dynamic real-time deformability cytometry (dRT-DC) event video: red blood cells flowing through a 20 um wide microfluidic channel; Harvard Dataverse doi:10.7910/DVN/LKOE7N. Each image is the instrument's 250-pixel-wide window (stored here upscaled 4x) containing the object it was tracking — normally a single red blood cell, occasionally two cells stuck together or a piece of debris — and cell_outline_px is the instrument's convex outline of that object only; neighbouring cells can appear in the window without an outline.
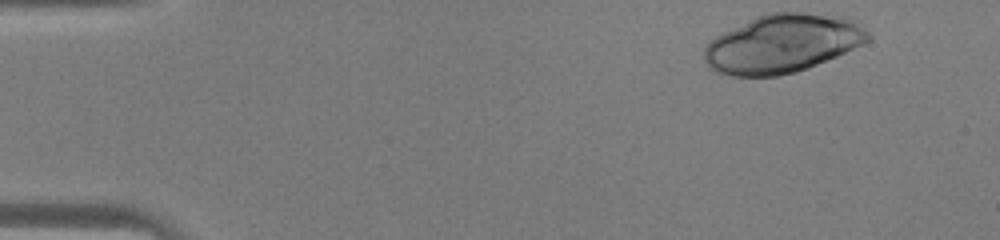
{"species": "human", "species_latin": "Homo sapiens", "temperature_condition": "warm", "stored_images_in_passage": 35, "camera_frame_rate_fps": 3000, "um_per_image_px": 0.085, "donor": {"sex": "male"}, "frame": {"image": 1, "passage_image": 1, "time_ms": 0.0, "image_size_px": [1000, 240], "cell_outline_px": [[872, 40], [864, 44], [808, 68], [796, 72], [776, 76], [732, 76], [708, 68], [704, 60], [704, 48], [716, 36], [756, 16], [768, 12], [804, 12], [848, 16], [864, 28], [872, 36]], "centroid_in_image_um": [66.55, 3.69], "position_along_channel_um": 18.5, "area_um2": 56.01}}